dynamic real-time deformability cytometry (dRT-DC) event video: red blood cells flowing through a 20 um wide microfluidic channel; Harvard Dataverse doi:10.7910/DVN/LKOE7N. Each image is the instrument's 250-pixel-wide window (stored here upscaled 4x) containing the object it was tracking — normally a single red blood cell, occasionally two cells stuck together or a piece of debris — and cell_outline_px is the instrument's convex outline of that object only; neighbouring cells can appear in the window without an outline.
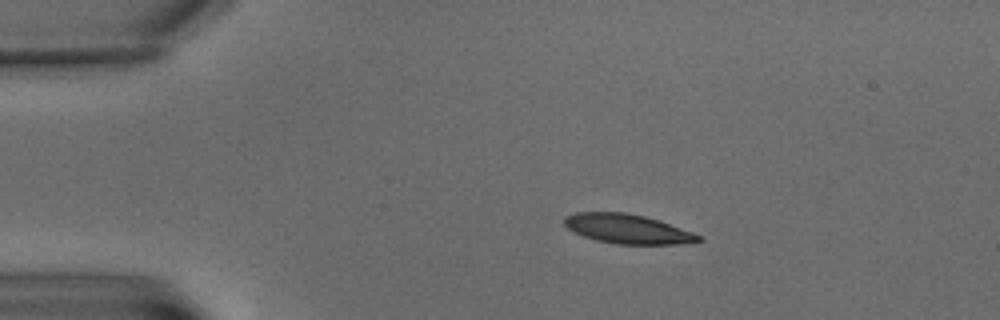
{"species": "common noctule bat (a hibernating species)", "species_latin": "Nyctalus noctula", "temperature_condition": "warm", "stored_images_in_passage": 3, "camera_frame_rate_fps": 3000, "um_per_image_px": 0.085, "animal": {"sex": "male", "body_mass_g": 15.6}, "frame": {"image": 1, "passage_image": 1, "time_ms": 0.0, "image_size_px": [1000, 320], "cell_outline_px": [[704, 240], [676, 244], [616, 244], [596, 240], [572, 232], [564, 224], [564, 216], [576, 212], [624, 212], [644, 216], [660, 220], [692, 232], [700, 236]], "centroid_in_image_um": [53.3, 19.45], "position_along_channel_um": 31.7, "area_um2": 22.95}}